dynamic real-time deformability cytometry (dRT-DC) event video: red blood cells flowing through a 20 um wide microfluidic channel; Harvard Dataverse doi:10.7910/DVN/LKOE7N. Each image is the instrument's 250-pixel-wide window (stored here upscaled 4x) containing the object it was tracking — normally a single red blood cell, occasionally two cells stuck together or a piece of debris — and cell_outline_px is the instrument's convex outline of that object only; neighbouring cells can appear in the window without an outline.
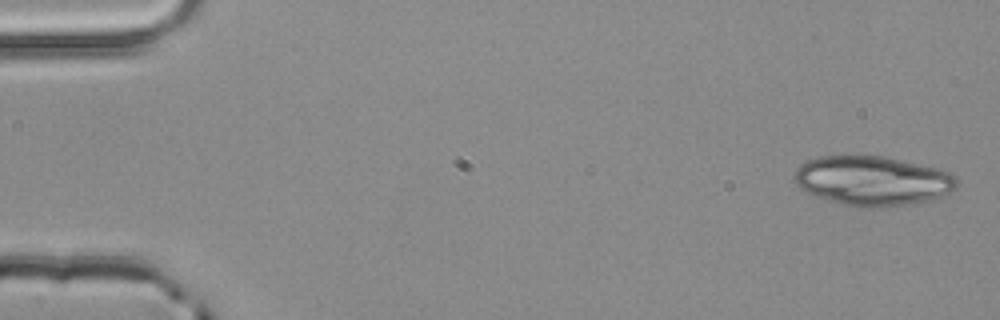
{"species": "common noctule bat (a hibernating species)", "species_latin": "Nyctalus noctula", "temperature_condition": "room temperature", "stored_images_in_passage": 4, "camera_frame_rate_fps": 3000, "um_per_image_px": 0.085, "animal": {"sex": "male", "body_mass_g": 20.4}, "frame": {"image": 1, "passage_image": 1, "time_ms": 0.0, "image_size_px": [1000, 320], "cell_outline_px": [[960, 184], [956, 188], [940, 196], [928, 200], [908, 204], [884, 208], [860, 208], [844, 204], [808, 192], [800, 188], [796, 184], [796, 168], [800, 164], [808, 160], [820, 156], [884, 156], [948, 172], [956, 176], [960, 180]], "centroid_in_image_um": [74.19, 15.37], "position_along_channel_um": 10.8, "area_um2": 46.36}}